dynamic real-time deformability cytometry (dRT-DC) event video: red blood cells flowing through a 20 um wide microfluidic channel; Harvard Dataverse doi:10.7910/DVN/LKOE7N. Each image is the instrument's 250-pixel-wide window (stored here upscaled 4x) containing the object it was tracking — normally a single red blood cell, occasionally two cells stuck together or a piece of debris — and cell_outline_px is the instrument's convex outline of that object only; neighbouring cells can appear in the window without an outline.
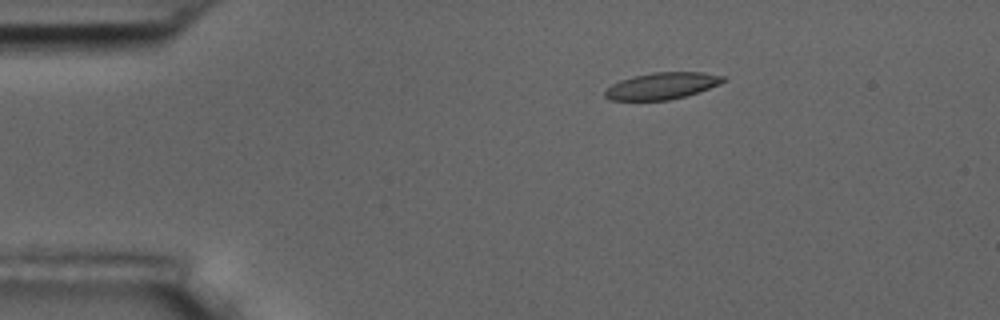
{"species": "common noctule bat (a hibernating species)", "species_latin": "Nyctalus noctula", "temperature_condition": "room temperature", "stored_images_in_passage": 4, "camera_frame_rate_fps": 3000, "um_per_image_px": 0.085, "animal": {"sex": "male", "body_mass_g": 17.5, "forearm_length_mm": 52.3}, "frame": {"image": 1, "passage_image": 1, "time_ms": 0.0, "image_size_px": [1000, 320], "cell_outline_px": [[728, 80], [720, 84], [684, 96], [668, 100], [612, 100], [604, 96], [604, 92], [612, 84], [620, 80], [632, 76], [652, 72], [700, 72], [724, 76]], "centroid_in_image_um": [56.26, 7.29], "position_along_channel_um": 28.7, "area_um2": 18.26}}
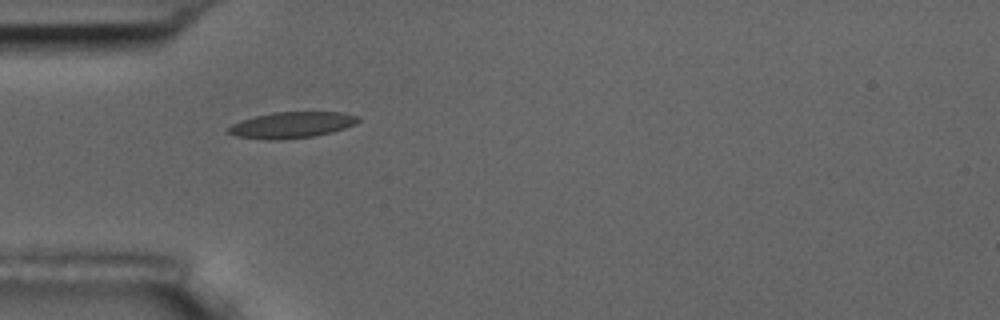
{"frame": {"image": 2, "passage_image": 3, "time_ms": 2.333, "image_size_px": [1000, 320], "cell_outline_px": [[360, 120], [356, 124], [332, 132], [312, 136], [272, 140], [236, 136], [228, 132], [228, 128], [232, 124], [240, 120], [272, 112], [344, 112], [360, 116]], "centroid_in_image_um": [24.83, 10.6], "position_along_channel_um": 60.2, "area_um2": 19.65}}